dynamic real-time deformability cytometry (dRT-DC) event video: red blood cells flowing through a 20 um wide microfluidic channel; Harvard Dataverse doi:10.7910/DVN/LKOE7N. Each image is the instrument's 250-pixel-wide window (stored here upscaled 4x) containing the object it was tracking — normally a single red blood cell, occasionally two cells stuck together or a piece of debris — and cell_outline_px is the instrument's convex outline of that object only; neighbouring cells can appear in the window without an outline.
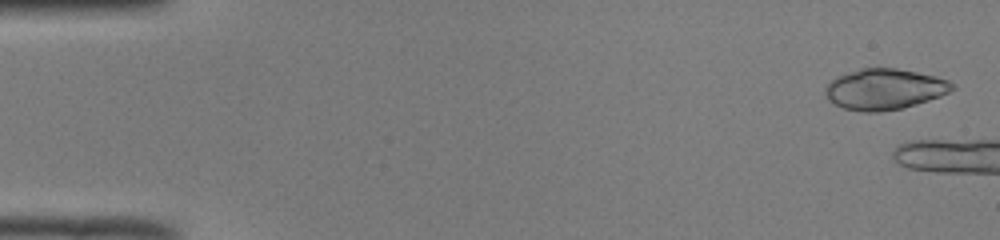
{"species": "common noctule bat (a hibernating species)", "species_latin": "Nyctalus noctula", "temperature_condition": "room temperature", "stored_images_in_passage": 16, "camera_frame_rate_fps": 3000, "um_per_image_px": 0.085, "animal": {"sex": "male", "body_mass_g": 19.0, "forearm_length_mm": 50.8}, "frame": {"image": 1, "passage_image": 2, "time_ms": 0.333, "image_size_px": [1000, 240], "cell_outline_px": [[956, 88], [940, 96], [904, 108], [880, 112], [860, 112], [844, 108], [828, 100], [824, 92], [824, 88], [836, 76], [860, 68], [896, 68], [936, 76], [948, 80], [956, 84]], "centroid_in_image_um": [75.18, 7.58], "position_along_channel_um": 9.8, "area_um2": 30.35}}
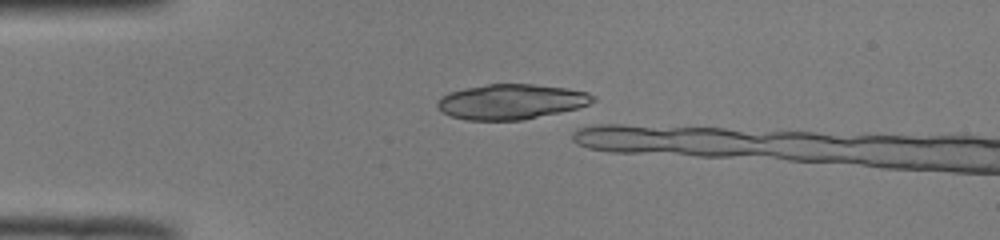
{"frame": {"image": 2, "passage_image": 13, "time_ms": 4.0, "image_size_px": [1000, 240], "cell_outline_px": [[596, 100], [588, 104], [576, 108], [560, 112], [520, 120], [468, 120], [452, 116], [444, 112], [436, 104], [436, 100], [440, 96], [448, 92], [464, 88], [488, 84], [532, 84], [568, 88], [588, 92], [596, 96]], "centroid_in_image_um": [43.45, 8.63], "position_along_channel_um": 41.6, "area_um2": 31.79}}